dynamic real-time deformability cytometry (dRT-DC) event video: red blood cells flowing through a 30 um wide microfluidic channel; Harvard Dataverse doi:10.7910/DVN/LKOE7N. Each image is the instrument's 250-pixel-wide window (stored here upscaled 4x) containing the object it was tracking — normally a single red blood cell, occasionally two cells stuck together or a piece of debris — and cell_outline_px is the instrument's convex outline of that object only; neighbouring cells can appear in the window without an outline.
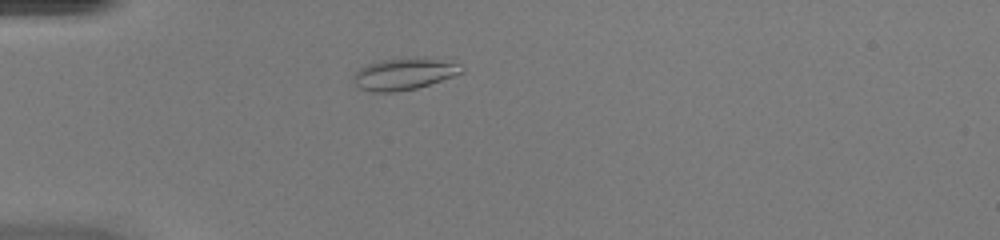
{"species": "common noctule bat (a hibernating species)", "species_latin": "Nyctalus noctula", "temperature_condition": "warm", "stored_images_in_passage": 37, "camera_frame_rate_fps": 3000, "um_per_image_px": 0.085, "animal": {"sex": "female", "body_mass_g": 20.0, "forearm_length_mm": 54.0}, "frame": {"image": 1, "passage_image": 3, "time_ms": 0.667, "image_size_px": [1000, 240], "cell_outline_px": [[464, 72], [416, 88], [396, 92], [372, 92], [356, 88], [352, 80], [352, 76], [360, 68], [368, 64], [380, 60], [424, 56], [460, 64], [464, 68]], "centroid_in_image_um": [34.31, 6.28], "position_along_channel_um": 50.7, "area_um2": 20.23}}
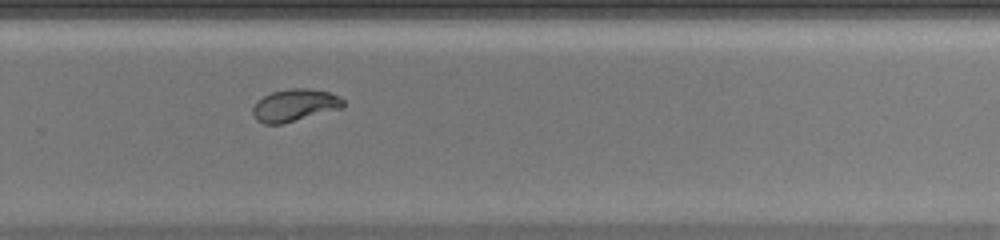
{"frame": {"image": 2, "passage_image": 22, "time_ms": 7.0, "image_size_px": [1000, 240], "cell_outline_px": [[344, 104], [340, 108], [280, 124], [264, 124], [256, 120], [252, 112], [252, 108], [264, 96], [272, 92], [292, 88], [308, 88], [328, 92], [340, 96], [344, 100]], "centroid_in_image_um": [25.04, 8.94], "position_along_channel_um": 304.8, "area_um2": 16.65}}
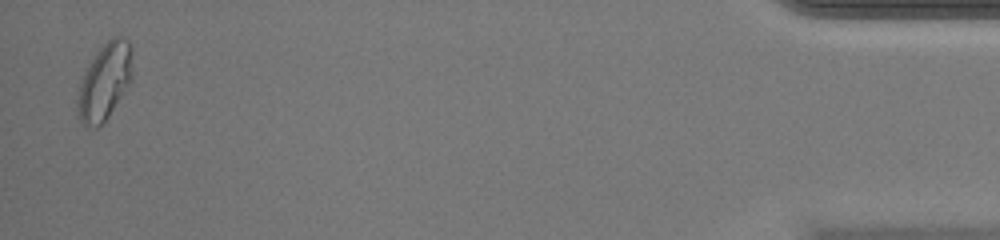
{"frame": {"image": 3, "passage_image": 36, "time_ms": 11.667, "image_size_px": [1000, 240], "cell_outline_px": [[132, 80], [108, 116], [96, 128], [84, 124], [80, 120], [76, 108], [80, 84], [84, 72], [100, 48], [112, 36], [120, 36], [128, 40], [132, 48]], "centroid_in_image_um": [8.92, 6.9], "position_along_channel_um": 426.3, "area_um2": 24.16}, "authors_computed_cell_mechanics": {"area_um2": 18.207, "velocity_mm_per_s": 4.3266, "shape_relaxation_time_tau1_ms": 3.8069, "shape_relaxation_time_tau2_ms": 0.6394, "deformation_change_tau1": 0.1473, "deformation_change_tau2": 0.0366}}